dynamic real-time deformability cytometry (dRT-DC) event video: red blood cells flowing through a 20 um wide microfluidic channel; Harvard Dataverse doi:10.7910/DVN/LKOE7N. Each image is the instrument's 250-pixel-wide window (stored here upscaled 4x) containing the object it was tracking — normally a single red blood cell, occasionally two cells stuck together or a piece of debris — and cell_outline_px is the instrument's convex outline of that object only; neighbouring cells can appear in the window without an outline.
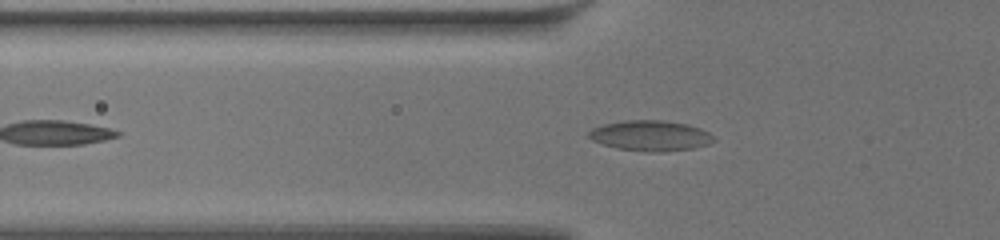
{"species": "common noctule bat (a hibernating species)", "species_latin": "Nyctalus noctula", "temperature_condition": "warm", "stored_images_in_passage": 22, "camera_frame_rate_fps": 3000, "um_per_image_px": 0.085, "animal": {"sex": "female", "body_mass_g": 19.5, "forearm_length_mm": 54.1}, "frame": {"image": 1, "passage_image": 10, "time_ms": 3.0, "image_size_px": [1000, 240], "cell_outline_px": [[716, 140], [708, 144], [692, 148], [660, 152], [644, 152], [616, 148], [592, 140], [588, 136], [588, 132], [592, 128], [604, 124], [624, 120], [664, 120], [688, 124], [700, 128], [708, 132]], "centroid_in_image_um": [55.28, 11.53], "position_along_channel_um": 70.5, "area_um2": 22.2}}
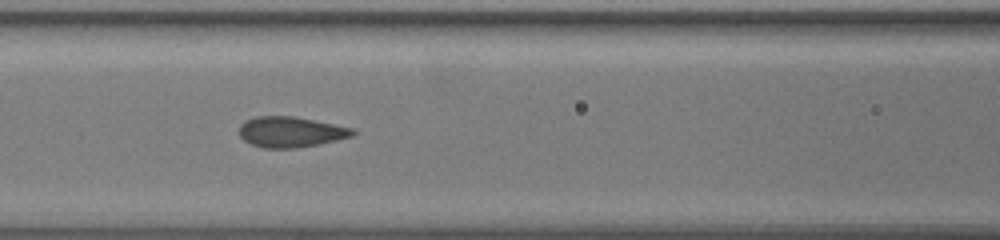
{"frame": {"image": 2, "passage_image": 16, "time_ms": 5.0, "image_size_px": [1000, 240], "cell_outline_px": [[356, 132], [352, 136], [336, 140], [296, 148], [264, 148], [252, 144], [244, 140], [240, 136], [240, 124], [244, 120], [256, 116], [292, 116], [352, 128]], "centroid_in_image_um": [24.66, 11.21], "position_along_channel_um": 141.9, "area_um2": 19.94}}
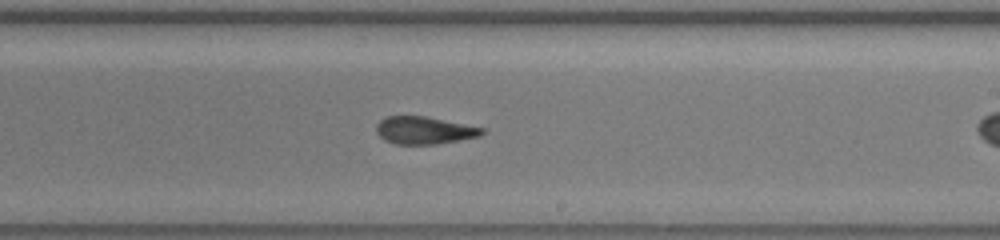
{"frame": {"image": 3, "passage_image": 21, "time_ms": 6.667, "image_size_px": [1000, 240], "cell_outline_px": [[484, 132], [480, 136], [460, 140], [436, 144], [396, 144], [384, 140], [376, 132], [376, 124], [380, 120], [388, 116], [424, 116], [484, 128]], "centroid_in_image_um": [36.04, 11.08], "position_along_channel_um": 253.0, "area_um2": 16.82}}